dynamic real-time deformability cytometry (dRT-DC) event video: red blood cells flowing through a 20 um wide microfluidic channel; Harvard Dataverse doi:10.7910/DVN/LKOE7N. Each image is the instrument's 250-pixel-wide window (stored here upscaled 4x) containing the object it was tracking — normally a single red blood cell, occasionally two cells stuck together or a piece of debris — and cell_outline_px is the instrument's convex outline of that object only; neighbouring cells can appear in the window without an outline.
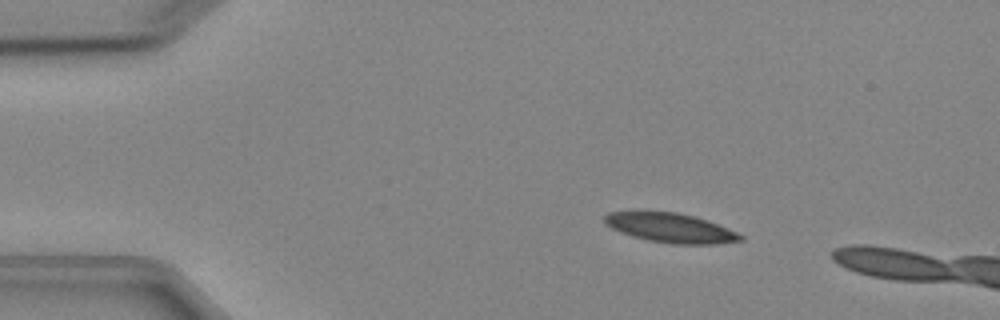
{"species": "Egyptian fruit bat (a non-hibernating species)", "species_latin": "Rousettus aegyptiacus", "temperature_condition": "cold", "stored_images_in_passage": 5, "camera_frame_rate_fps": 3000, "um_per_image_px": 0.085, "animal": {"sex": "female"}, "frame": {"image": 1, "passage_image": 3, "time_ms": 2.333, "image_size_px": [1000, 320], "cell_outline_px": [[744, 240], [716, 244], [672, 244], [648, 240], [632, 236], [620, 232], [604, 224], [604, 216], [608, 212], [636, 208], [676, 212], [708, 220], [728, 228], [744, 236]], "centroid_in_image_um": [56.9, 19.32], "position_along_channel_um": 28.1, "area_um2": 24.16}}